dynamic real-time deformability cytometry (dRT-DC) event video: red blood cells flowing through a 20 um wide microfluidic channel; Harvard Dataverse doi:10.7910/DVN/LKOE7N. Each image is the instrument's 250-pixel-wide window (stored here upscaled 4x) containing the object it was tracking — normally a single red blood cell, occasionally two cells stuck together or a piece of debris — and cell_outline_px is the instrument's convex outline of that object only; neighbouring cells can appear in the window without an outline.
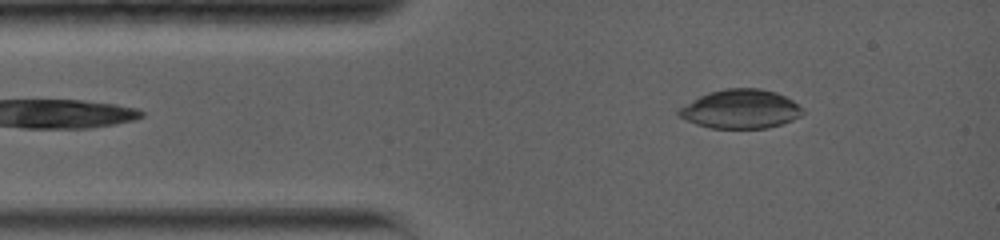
{"species": "common noctule bat (a hibernating species)", "species_latin": "Nyctalus noctula", "temperature_condition": "warm", "stored_images_in_passage": 6, "camera_frame_rate_fps": 5000, "um_per_image_px": 0.085, "animal": {"sex": "female", "body_mass_g": 19.0, "forearm_length_mm": 56.7}, "frame": {"image": 1, "passage_image": 2, "time_ms": 0.4, "image_size_px": [1000, 240], "cell_outline_px": [[804, 112], [800, 116], [792, 120], [768, 128], [708, 128], [696, 124], [676, 116], [676, 108], [708, 92], [724, 88], [760, 88], [776, 92], [792, 100], [804, 108]], "centroid_in_image_um": [62.91, 9.27], "position_along_channel_um": 22.1, "area_um2": 28.44}}